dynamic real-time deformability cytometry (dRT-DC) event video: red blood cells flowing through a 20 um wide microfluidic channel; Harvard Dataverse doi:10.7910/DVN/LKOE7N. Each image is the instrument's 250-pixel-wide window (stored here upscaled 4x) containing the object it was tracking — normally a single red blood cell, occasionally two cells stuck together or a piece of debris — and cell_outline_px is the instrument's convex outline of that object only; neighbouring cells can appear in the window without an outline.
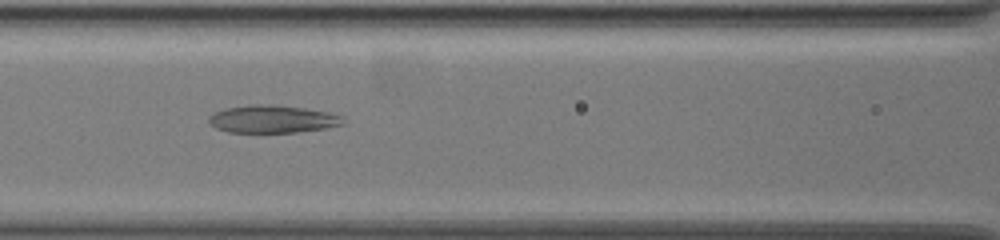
{"species": "common noctule bat (a hibernating species)", "species_latin": "Nyctalus noctula", "temperature_condition": "warm", "stored_images_in_passage": 38, "camera_frame_rate_fps": 3000, "um_per_image_px": 0.085, "animal": {"sex": "female", "body_mass_g": 19.5, "forearm_length_mm": 54.1}, "frame": {"image": 1, "passage_image": 13, "time_ms": 4.0, "image_size_px": [1000, 240], "cell_outline_px": [[344, 124], [324, 128], [296, 132], [228, 132], [216, 128], [208, 120], [208, 116], [224, 108], [252, 104], [272, 104], [304, 108], [328, 112], [340, 116]], "centroid_in_image_um": [23.12, 10.11], "position_along_channel_um": 143.5, "area_um2": 21.44}}
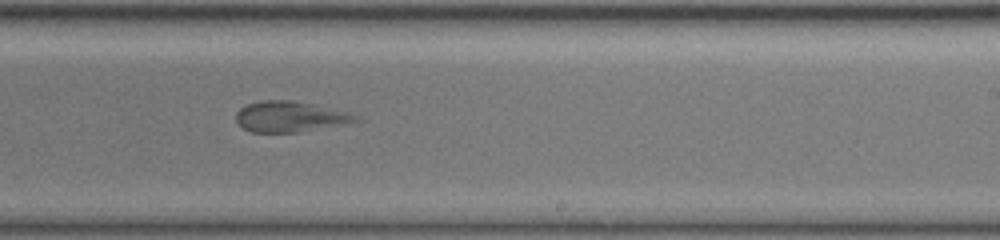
{"frame": {"image": 2, "passage_image": 23, "time_ms": 7.333, "image_size_px": [1000, 240], "cell_outline_px": [[364, 120], [296, 132], [252, 132], [244, 128], [236, 120], [236, 112], [240, 108], [248, 104], [260, 100], [292, 100], [312, 104], [356, 116]], "centroid_in_image_um": [24.57, 9.91], "position_along_channel_um": 264.4, "area_um2": 20.75}}
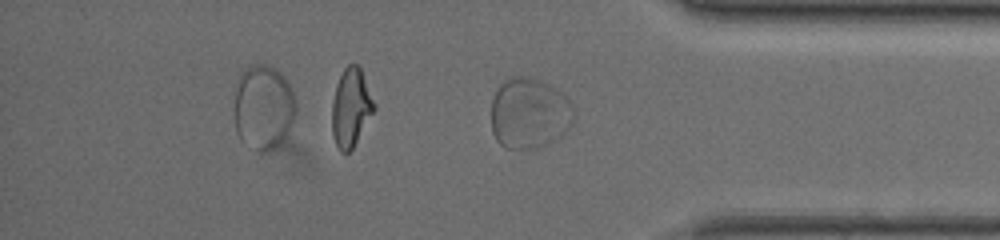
{"frame": {"image": 3, "passage_image": 34, "time_ms": 11.0, "image_size_px": [1000, 240], "cell_outline_px": [[576, 116], [572, 124], [560, 136], [548, 144], [536, 148], [504, 148], [496, 140], [492, 132], [492, 100], [500, 84], [504, 80], [512, 76], [532, 76], [548, 84], [564, 96], [568, 100], [576, 112]], "centroid_in_image_um": [44.99, 9.63], "position_along_channel_um": 390.2, "area_um2": 34.22}}